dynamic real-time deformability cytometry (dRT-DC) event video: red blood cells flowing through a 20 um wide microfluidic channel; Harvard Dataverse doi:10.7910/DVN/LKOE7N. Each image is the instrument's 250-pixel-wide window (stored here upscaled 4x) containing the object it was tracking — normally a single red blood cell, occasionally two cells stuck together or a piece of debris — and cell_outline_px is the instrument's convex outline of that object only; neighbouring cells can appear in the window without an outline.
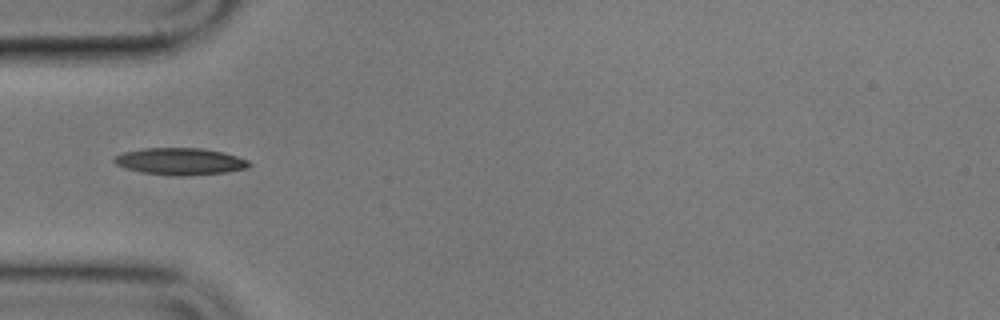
{"species": "common noctule bat (a hibernating species)", "species_latin": "Nyctalus noctula", "temperature_condition": "cold", "stored_images_in_passage": 2, "camera_frame_rate_fps": 3000, "um_per_image_px": 0.085, "animal": {"sex": "male", "body_mass_g": 17.9}, "frame": {"image": 1, "passage_image": 2, "time_ms": 1.333, "image_size_px": [1000, 320], "cell_outline_px": [[252, 164], [248, 168], [224, 172], [188, 176], [172, 176], [144, 172], [128, 168], [116, 164], [112, 160], [112, 156], [124, 152], [144, 148], [200, 148], [224, 152], [248, 160]], "centroid_in_image_um": [15.32, 13.71], "position_along_channel_um": 69.7, "area_um2": 21.15}}